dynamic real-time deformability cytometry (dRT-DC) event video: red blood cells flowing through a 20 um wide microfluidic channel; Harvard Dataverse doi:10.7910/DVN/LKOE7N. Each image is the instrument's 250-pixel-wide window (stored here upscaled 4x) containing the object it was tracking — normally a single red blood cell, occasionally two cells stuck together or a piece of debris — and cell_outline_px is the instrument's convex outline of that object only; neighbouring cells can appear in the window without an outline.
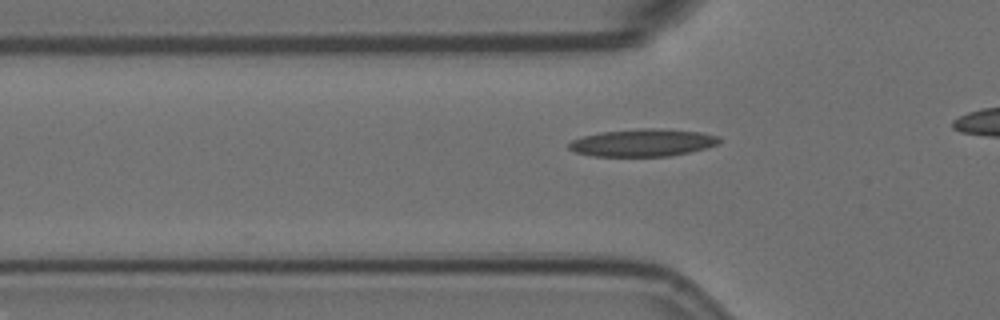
{"species": "Egyptian fruit bat (a non-hibernating species)", "species_latin": "Rousettus aegyptiacus", "temperature_condition": "room temperature", "stored_images_in_passage": 31, "camera_frame_rate_fps": 3000, "um_per_image_px": 0.085, "animal": {"sex": "female"}, "frame": {"image": 1, "passage_image": 4, "time_ms": 1.0, "image_size_px": [1000, 320], "cell_outline_px": [[720, 144], [708, 148], [668, 156], [592, 156], [576, 152], [568, 148], [568, 144], [572, 140], [584, 136], [600, 132], [636, 128], [660, 128], [700, 132], [720, 136]], "centroid_in_image_um": [54.66, 12.12], "position_along_channel_um": 71.1, "area_um2": 24.22}}
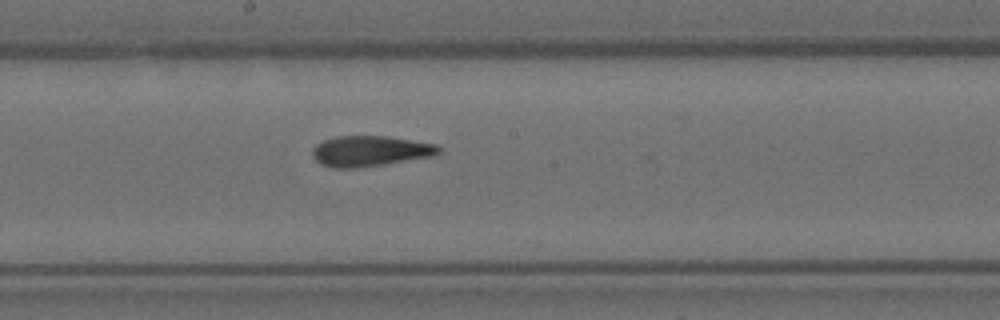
{"frame": {"image": 2, "passage_image": 16, "time_ms": 5.0, "image_size_px": [1000, 320], "cell_outline_px": [[440, 152], [436, 156], [384, 164], [356, 168], [332, 168], [320, 164], [312, 156], [312, 148], [316, 144], [324, 140], [336, 136], [388, 136], [436, 144], [440, 148]], "centroid_in_image_um": [31.45, 12.84], "position_along_channel_um": 216.7, "area_um2": 22.66}}
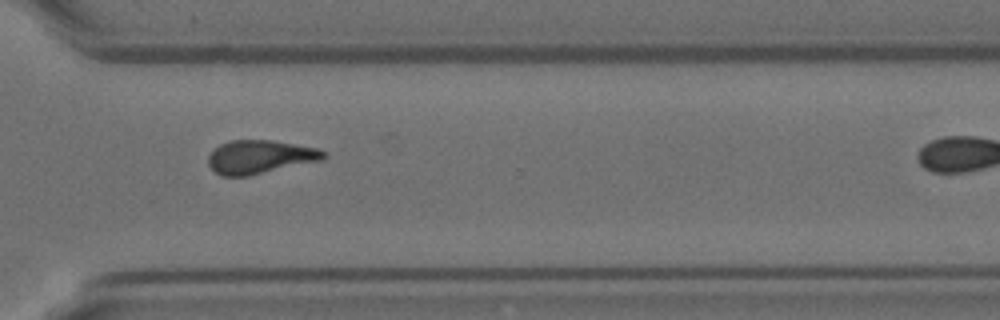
{"frame": {"image": 3, "passage_image": 27, "time_ms": 8.667, "image_size_px": [1000, 320], "cell_outline_px": [[328, 156], [324, 160], [248, 176], [220, 176], [208, 164], [208, 156], [220, 144], [232, 140], [272, 140], [316, 148], [324, 152]], "centroid_in_image_um": [22.11, 13.34], "position_along_channel_um": 348.5, "area_um2": 22.48}}